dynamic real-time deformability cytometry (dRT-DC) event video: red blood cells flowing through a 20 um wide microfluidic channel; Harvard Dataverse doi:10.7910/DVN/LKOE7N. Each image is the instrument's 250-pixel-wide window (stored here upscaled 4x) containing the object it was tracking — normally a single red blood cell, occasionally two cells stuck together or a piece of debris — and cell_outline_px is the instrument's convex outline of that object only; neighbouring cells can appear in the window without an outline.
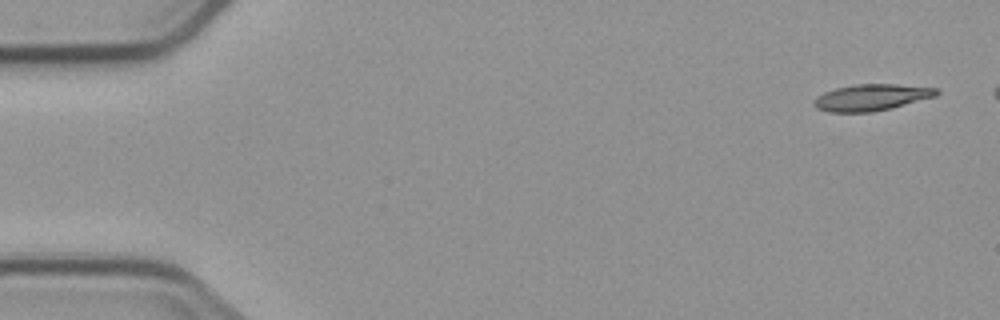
{"species": "common noctule bat (a hibernating species)", "species_latin": "Nyctalus noctula", "temperature_condition": "cold", "stored_images_in_passage": 3, "camera_frame_rate_fps": 3000, "um_per_image_px": 0.085, "animal": {"sex": "male", "body_mass_g": 23.1, "forearm_length_mm": 52.7}, "frame": {"image": 1, "passage_image": 1, "time_ms": 0.0, "image_size_px": [1000, 320], "cell_outline_px": [[940, 92], [936, 96], [892, 108], [872, 112], [828, 112], [816, 108], [812, 104], [816, 96], [824, 92], [836, 88], [852, 84], [896, 84], [940, 88]], "centroid_in_image_um": [74.07, 8.27], "position_along_channel_um": 10.9, "area_um2": 19.13}}